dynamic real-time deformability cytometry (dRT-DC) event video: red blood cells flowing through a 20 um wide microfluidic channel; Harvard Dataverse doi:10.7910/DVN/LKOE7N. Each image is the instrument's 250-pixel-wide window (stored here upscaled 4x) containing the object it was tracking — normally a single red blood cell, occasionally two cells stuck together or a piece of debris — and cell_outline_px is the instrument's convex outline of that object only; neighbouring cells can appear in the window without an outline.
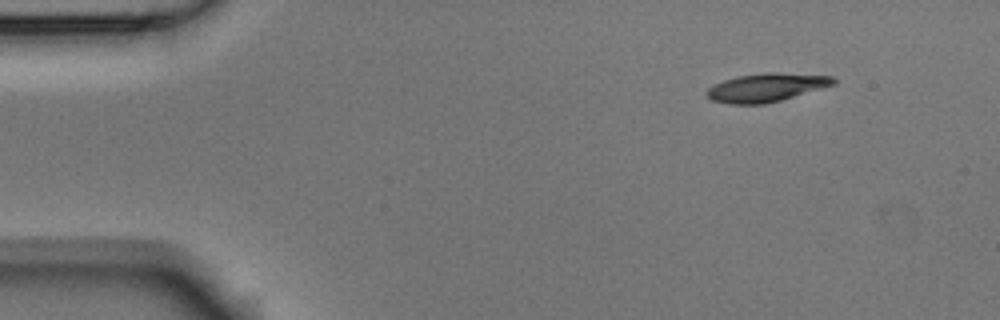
{"species": "Egyptian fruit bat (a non-hibernating species)", "species_latin": "Rousettus aegyptiacus", "temperature_condition": "room temperature", "stored_images_in_passage": 4, "camera_frame_rate_fps": 3000, "um_per_image_px": 0.085, "animal": {"sex": "male"}, "frame": {"image": 1, "passage_image": 1, "time_ms": 0.0, "image_size_px": [1000, 320], "cell_outline_px": [[836, 84], [780, 100], [764, 104], [728, 104], [712, 100], [704, 92], [708, 88], [724, 80], [736, 76], [768, 72], [776, 72], [832, 76], [836, 80]], "centroid_in_image_um": [65.13, 7.43], "position_along_channel_um": 19.9, "area_um2": 20.87}}
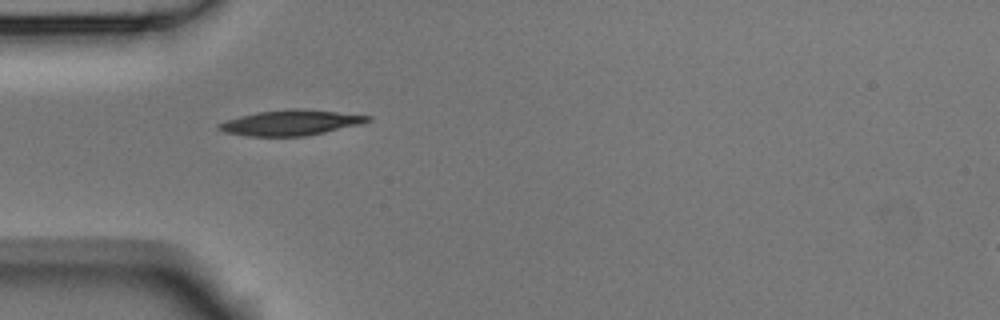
{"frame": {"image": 2, "passage_image": 3, "time_ms": 0.667, "image_size_px": [1000, 320], "cell_outline_px": [[372, 120], [364, 124], [304, 136], [248, 136], [224, 132], [216, 128], [216, 124], [224, 120], [256, 112], [292, 108], [336, 112], [372, 116]], "centroid_in_image_um": [24.69, 10.43], "position_along_channel_um": 60.3, "area_um2": 22.08}}
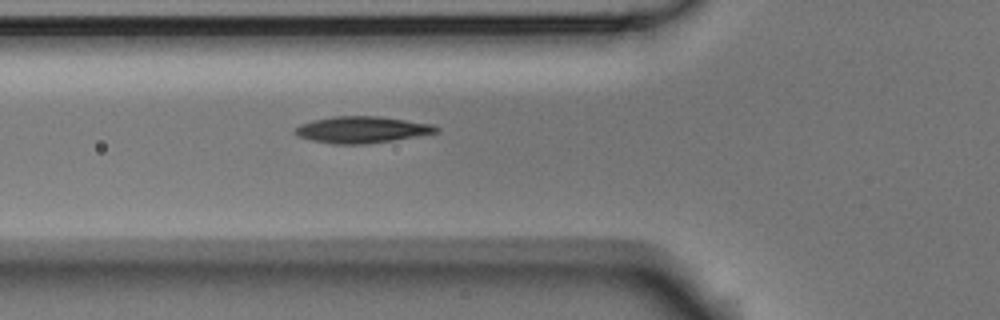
{"frame": {"image": 3, "passage_image": 4, "time_ms": 1.0, "image_size_px": [1000, 320], "cell_outline_px": [[440, 132], [368, 144], [332, 144], [312, 140], [296, 136], [292, 132], [300, 124], [312, 120], [332, 116], [376, 116], [432, 124], [440, 128]], "centroid_in_image_um": [30.72, 11.02], "position_along_channel_um": 95.1, "area_um2": 21.85}}